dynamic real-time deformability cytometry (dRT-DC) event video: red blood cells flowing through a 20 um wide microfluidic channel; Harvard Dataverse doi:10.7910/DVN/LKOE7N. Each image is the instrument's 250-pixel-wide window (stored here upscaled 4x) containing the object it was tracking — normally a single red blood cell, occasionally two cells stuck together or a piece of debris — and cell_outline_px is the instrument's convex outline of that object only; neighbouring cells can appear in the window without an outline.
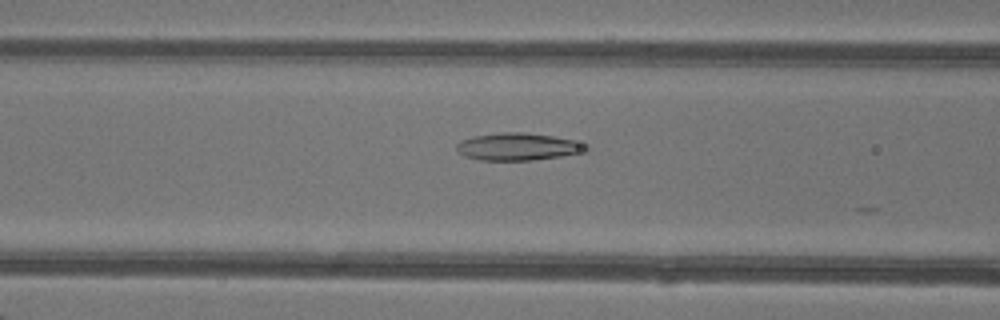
{"species": "common noctule bat (a hibernating species)", "species_latin": "Nyctalus noctula", "temperature_condition": "warm", "stored_images_in_passage": 9, "camera_frame_rate_fps": 3000, "um_per_image_px": 0.085, "animal": {"sex": "female"}, "frame": {"image": 1, "passage_image": 4, "time_ms": 1.0, "image_size_px": [1000, 320], "cell_outline_px": [[592, 148], [588, 152], [532, 160], [480, 160], [464, 156], [456, 148], [456, 144], [460, 140], [472, 136], [500, 132], [524, 132], [552, 136], [572, 140]], "centroid_in_image_um": [44.02, 12.46], "position_along_channel_um": 122.6, "area_um2": 20.69}}
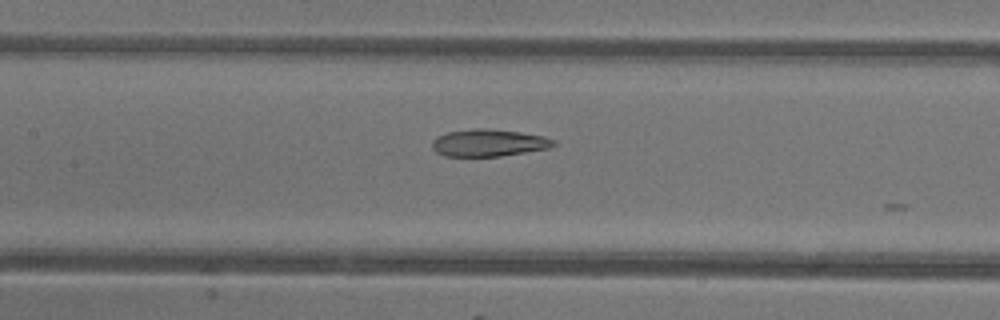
{"frame": {"image": 2, "passage_image": 7, "time_ms": 2.0, "image_size_px": [1000, 320], "cell_outline_px": [[556, 144], [548, 148], [500, 156], [444, 156], [436, 152], [432, 148], [432, 140], [436, 136], [448, 132], [476, 128], [488, 128], [520, 132], [544, 136], [556, 140]], "centroid_in_image_um": [41.52, 12.13], "position_along_channel_um": 165.9, "area_um2": 19.25}}